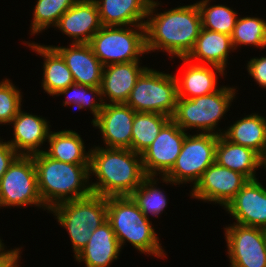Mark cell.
Masks as SVG:
<instances>
[{
    "label": "cell",
    "instance_id": "obj_6",
    "mask_svg": "<svg viewBox=\"0 0 266 267\" xmlns=\"http://www.w3.org/2000/svg\"><path fill=\"white\" fill-rule=\"evenodd\" d=\"M236 91L235 87L220 86L218 91L209 95L192 99L178 98L171 119L184 131L199 128L201 133L223 135L221 129L215 130L223 115L229 111Z\"/></svg>",
    "mask_w": 266,
    "mask_h": 267
},
{
    "label": "cell",
    "instance_id": "obj_14",
    "mask_svg": "<svg viewBox=\"0 0 266 267\" xmlns=\"http://www.w3.org/2000/svg\"><path fill=\"white\" fill-rule=\"evenodd\" d=\"M136 111L125 103H105L91 122L100 129L105 148L131 149L132 127Z\"/></svg>",
    "mask_w": 266,
    "mask_h": 267
},
{
    "label": "cell",
    "instance_id": "obj_38",
    "mask_svg": "<svg viewBox=\"0 0 266 267\" xmlns=\"http://www.w3.org/2000/svg\"><path fill=\"white\" fill-rule=\"evenodd\" d=\"M18 263H20L19 259L11 267H20Z\"/></svg>",
    "mask_w": 266,
    "mask_h": 267
},
{
    "label": "cell",
    "instance_id": "obj_11",
    "mask_svg": "<svg viewBox=\"0 0 266 267\" xmlns=\"http://www.w3.org/2000/svg\"><path fill=\"white\" fill-rule=\"evenodd\" d=\"M224 229L230 267H266V229L235 222Z\"/></svg>",
    "mask_w": 266,
    "mask_h": 267
},
{
    "label": "cell",
    "instance_id": "obj_24",
    "mask_svg": "<svg viewBox=\"0 0 266 267\" xmlns=\"http://www.w3.org/2000/svg\"><path fill=\"white\" fill-rule=\"evenodd\" d=\"M103 26L145 25L151 0H95Z\"/></svg>",
    "mask_w": 266,
    "mask_h": 267
},
{
    "label": "cell",
    "instance_id": "obj_35",
    "mask_svg": "<svg viewBox=\"0 0 266 267\" xmlns=\"http://www.w3.org/2000/svg\"><path fill=\"white\" fill-rule=\"evenodd\" d=\"M247 71L259 87L266 88V56L250 59L247 63Z\"/></svg>",
    "mask_w": 266,
    "mask_h": 267
},
{
    "label": "cell",
    "instance_id": "obj_28",
    "mask_svg": "<svg viewBox=\"0 0 266 267\" xmlns=\"http://www.w3.org/2000/svg\"><path fill=\"white\" fill-rule=\"evenodd\" d=\"M171 118L159 113L136 112L133 120L131 150L141 154Z\"/></svg>",
    "mask_w": 266,
    "mask_h": 267
},
{
    "label": "cell",
    "instance_id": "obj_32",
    "mask_svg": "<svg viewBox=\"0 0 266 267\" xmlns=\"http://www.w3.org/2000/svg\"><path fill=\"white\" fill-rule=\"evenodd\" d=\"M60 95L66 96V99L63 102L64 107L67 105H72L78 110L84 108L88 110L89 108L94 117L92 122L98 117L104 106L100 87H90L74 83L56 94V96Z\"/></svg>",
    "mask_w": 266,
    "mask_h": 267
},
{
    "label": "cell",
    "instance_id": "obj_31",
    "mask_svg": "<svg viewBox=\"0 0 266 267\" xmlns=\"http://www.w3.org/2000/svg\"><path fill=\"white\" fill-rule=\"evenodd\" d=\"M231 39L235 50L241 45L266 48V21L250 16L237 18Z\"/></svg>",
    "mask_w": 266,
    "mask_h": 267
},
{
    "label": "cell",
    "instance_id": "obj_25",
    "mask_svg": "<svg viewBox=\"0 0 266 267\" xmlns=\"http://www.w3.org/2000/svg\"><path fill=\"white\" fill-rule=\"evenodd\" d=\"M26 44L44 58L42 87L47 94L56 96L61 90L74 84L72 73L64 58L54 47L33 42Z\"/></svg>",
    "mask_w": 266,
    "mask_h": 267
},
{
    "label": "cell",
    "instance_id": "obj_30",
    "mask_svg": "<svg viewBox=\"0 0 266 267\" xmlns=\"http://www.w3.org/2000/svg\"><path fill=\"white\" fill-rule=\"evenodd\" d=\"M155 176H147L142 183L129 195L142 213L149 218L148 214L159 217L167 207L168 199L157 187Z\"/></svg>",
    "mask_w": 266,
    "mask_h": 267
},
{
    "label": "cell",
    "instance_id": "obj_4",
    "mask_svg": "<svg viewBox=\"0 0 266 267\" xmlns=\"http://www.w3.org/2000/svg\"><path fill=\"white\" fill-rule=\"evenodd\" d=\"M107 221L120 248L130 242L143 254L165 258L166 254L150 219L142 213L130 196L107 197Z\"/></svg>",
    "mask_w": 266,
    "mask_h": 267
},
{
    "label": "cell",
    "instance_id": "obj_27",
    "mask_svg": "<svg viewBox=\"0 0 266 267\" xmlns=\"http://www.w3.org/2000/svg\"><path fill=\"white\" fill-rule=\"evenodd\" d=\"M47 142L49 148L43 152L48 157L71 164H89L90 150L86 151L84 141L77 132L65 129L51 131Z\"/></svg>",
    "mask_w": 266,
    "mask_h": 267
},
{
    "label": "cell",
    "instance_id": "obj_18",
    "mask_svg": "<svg viewBox=\"0 0 266 267\" xmlns=\"http://www.w3.org/2000/svg\"><path fill=\"white\" fill-rule=\"evenodd\" d=\"M48 123L49 121L42 116L29 114L20 109L9 123L13 124L14 137L7 142L19 155H34L43 152L44 150L39 148L49 138L51 125Z\"/></svg>",
    "mask_w": 266,
    "mask_h": 267
},
{
    "label": "cell",
    "instance_id": "obj_8",
    "mask_svg": "<svg viewBox=\"0 0 266 267\" xmlns=\"http://www.w3.org/2000/svg\"><path fill=\"white\" fill-rule=\"evenodd\" d=\"M177 99L175 75L147 67L138 77L125 104L136 112H153L172 118Z\"/></svg>",
    "mask_w": 266,
    "mask_h": 267
},
{
    "label": "cell",
    "instance_id": "obj_17",
    "mask_svg": "<svg viewBox=\"0 0 266 267\" xmlns=\"http://www.w3.org/2000/svg\"><path fill=\"white\" fill-rule=\"evenodd\" d=\"M71 46V47H70ZM54 47L64 58L74 83L100 87L104 65L94 55L89 43H71L69 47Z\"/></svg>",
    "mask_w": 266,
    "mask_h": 267
},
{
    "label": "cell",
    "instance_id": "obj_37",
    "mask_svg": "<svg viewBox=\"0 0 266 267\" xmlns=\"http://www.w3.org/2000/svg\"><path fill=\"white\" fill-rule=\"evenodd\" d=\"M21 248L5 250V246L0 250V267H11L21 257Z\"/></svg>",
    "mask_w": 266,
    "mask_h": 267
},
{
    "label": "cell",
    "instance_id": "obj_9",
    "mask_svg": "<svg viewBox=\"0 0 266 267\" xmlns=\"http://www.w3.org/2000/svg\"><path fill=\"white\" fill-rule=\"evenodd\" d=\"M218 135L211 133L186 134L181 152L172 169L161 178L162 183L174 185L192 183L193 187L202 173L215 162Z\"/></svg>",
    "mask_w": 266,
    "mask_h": 267
},
{
    "label": "cell",
    "instance_id": "obj_15",
    "mask_svg": "<svg viewBox=\"0 0 266 267\" xmlns=\"http://www.w3.org/2000/svg\"><path fill=\"white\" fill-rule=\"evenodd\" d=\"M237 224L266 229V188L259 180H248L224 207Z\"/></svg>",
    "mask_w": 266,
    "mask_h": 267
},
{
    "label": "cell",
    "instance_id": "obj_26",
    "mask_svg": "<svg viewBox=\"0 0 266 267\" xmlns=\"http://www.w3.org/2000/svg\"><path fill=\"white\" fill-rule=\"evenodd\" d=\"M258 114L247 115L222 132L229 141L253 149L266 161V117Z\"/></svg>",
    "mask_w": 266,
    "mask_h": 267
},
{
    "label": "cell",
    "instance_id": "obj_12",
    "mask_svg": "<svg viewBox=\"0 0 266 267\" xmlns=\"http://www.w3.org/2000/svg\"><path fill=\"white\" fill-rule=\"evenodd\" d=\"M186 131L170 119L158 136L142 153V164L147 176L164 177L173 167L181 152ZM157 174V175H156Z\"/></svg>",
    "mask_w": 266,
    "mask_h": 267
},
{
    "label": "cell",
    "instance_id": "obj_16",
    "mask_svg": "<svg viewBox=\"0 0 266 267\" xmlns=\"http://www.w3.org/2000/svg\"><path fill=\"white\" fill-rule=\"evenodd\" d=\"M55 27L73 38V44L90 43L103 27L95 0H78L61 16Z\"/></svg>",
    "mask_w": 266,
    "mask_h": 267
},
{
    "label": "cell",
    "instance_id": "obj_39",
    "mask_svg": "<svg viewBox=\"0 0 266 267\" xmlns=\"http://www.w3.org/2000/svg\"><path fill=\"white\" fill-rule=\"evenodd\" d=\"M4 247L2 240L0 239V250Z\"/></svg>",
    "mask_w": 266,
    "mask_h": 267
},
{
    "label": "cell",
    "instance_id": "obj_3",
    "mask_svg": "<svg viewBox=\"0 0 266 267\" xmlns=\"http://www.w3.org/2000/svg\"><path fill=\"white\" fill-rule=\"evenodd\" d=\"M37 174L38 191L50 211L58 204L89 196V164H71L48 157L44 152L31 155Z\"/></svg>",
    "mask_w": 266,
    "mask_h": 267
},
{
    "label": "cell",
    "instance_id": "obj_7",
    "mask_svg": "<svg viewBox=\"0 0 266 267\" xmlns=\"http://www.w3.org/2000/svg\"><path fill=\"white\" fill-rule=\"evenodd\" d=\"M89 44L104 66L140 61L147 53L145 26H103Z\"/></svg>",
    "mask_w": 266,
    "mask_h": 267
},
{
    "label": "cell",
    "instance_id": "obj_36",
    "mask_svg": "<svg viewBox=\"0 0 266 267\" xmlns=\"http://www.w3.org/2000/svg\"><path fill=\"white\" fill-rule=\"evenodd\" d=\"M18 155L6 140L0 145V180Z\"/></svg>",
    "mask_w": 266,
    "mask_h": 267
},
{
    "label": "cell",
    "instance_id": "obj_5",
    "mask_svg": "<svg viewBox=\"0 0 266 267\" xmlns=\"http://www.w3.org/2000/svg\"><path fill=\"white\" fill-rule=\"evenodd\" d=\"M50 212L59 225L67 229L75 257L86 246L93 231L107 221V197L91 193L58 204Z\"/></svg>",
    "mask_w": 266,
    "mask_h": 267
},
{
    "label": "cell",
    "instance_id": "obj_23",
    "mask_svg": "<svg viewBox=\"0 0 266 267\" xmlns=\"http://www.w3.org/2000/svg\"><path fill=\"white\" fill-rule=\"evenodd\" d=\"M232 50L235 49L231 36L202 28L193 50L186 58L191 63L214 65L225 71Z\"/></svg>",
    "mask_w": 266,
    "mask_h": 267
},
{
    "label": "cell",
    "instance_id": "obj_21",
    "mask_svg": "<svg viewBox=\"0 0 266 267\" xmlns=\"http://www.w3.org/2000/svg\"><path fill=\"white\" fill-rule=\"evenodd\" d=\"M122 249L108 221L98 227L91 235L86 246L74 257L84 262L85 267H109L118 259Z\"/></svg>",
    "mask_w": 266,
    "mask_h": 267
},
{
    "label": "cell",
    "instance_id": "obj_20",
    "mask_svg": "<svg viewBox=\"0 0 266 267\" xmlns=\"http://www.w3.org/2000/svg\"><path fill=\"white\" fill-rule=\"evenodd\" d=\"M186 64L182 77L176 76L178 98L192 99L198 96L212 94L220 89L217 83V73L222 77L225 72L214 65L192 63L187 58H180ZM213 68V69H212Z\"/></svg>",
    "mask_w": 266,
    "mask_h": 267
},
{
    "label": "cell",
    "instance_id": "obj_13",
    "mask_svg": "<svg viewBox=\"0 0 266 267\" xmlns=\"http://www.w3.org/2000/svg\"><path fill=\"white\" fill-rule=\"evenodd\" d=\"M247 181L241 173L214 162L202 173L192 192L190 191V196L225 207Z\"/></svg>",
    "mask_w": 266,
    "mask_h": 267
},
{
    "label": "cell",
    "instance_id": "obj_19",
    "mask_svg": "<svg viewBox=\"0 0 266 267\" xmlns=\"http://www.w3.org/2000/svg\"><path fill=\"white\" fill-rule=\"evenodd\" d=\"M139 63L132 61L104 66L100 86L104 104L106 98L109 104L126 103L138 77L147 68Z\"/></svg>",
    "mask_w": 266,
    "mask_h": 267
},
{
    "label": "cell",
    "instance_id": "obj_29",
    "mask_svg": "<svg viewBox=\"0 0 266 267\" xmlns=\"http://www.w3.org/2000/svg\"><path fill=\"white\" fill-rule=\"evenodd\" d=\"M211 0L198 1L202 28L232 36L238 12L224 4L211 5Z\"/></svg>",
    "mask_w": 266,
    "mask_h": 267
},
{
    "label": "cell",
    "instance_id": "obj_1",
    "mask_svg": "<svg viewBox=\"0 0 266 267\" xmlns=\"http://www.w3.org/2000/svg\"><path fill=\"white\" fill-rule=\"evenodd\" d=\"M159 2L151 0L145 21L147 54L162 50L169 56L186 58L193 50L202 29L199 7L196 3L178 6L163 13H155Z\"/></svg>",
    "mask_w": 266,
    "mask_h": 267
},
{
    "label": "cell",
    "instance_id": "obj_10",
    "mask_svg": "<svg viewBox=\"0 0 266 267\" xmlns=\"http://www.w3.org/2000/svg\"><path fill=\"white\" fill-rule=\"evenodd\" d=\"M36 205L46 210L38 191L31 155H18L0 180V207Z\"/></svg>",
    "mask_w": 266,
    "mask_h": 267
},
{
    "label": "cell",
    "instance_id": "obj_2",
    "mask_svg": "<svg viewBox=\"0 0 266 267\" xmlns=\"http://www.w3.org/2000/svg\"><path fill=\"white\" fill-rule=\"evenodd\" d=\"M91 192L103 197L129 196L147 177L141 154L131 149L93 146L90 149L89 176Z\"/></svg>",
    "mask_w": 266,
    "mask_h": 267
},
{
    "label": "cell",
    "instance_id": "obj_22",
    "mask_svg": "<svg viewBox=\"0 0 266 267\" xmlns=\"http://www.w3.org/2000/svg\"><path fill=\"white\" fill-rule=\"evenodd\" d=\"M215 162L255 180L256 170L265 166V160L253 149L229 141L224 135H218Z\"/></svg>",
    "mask_w": 266,
    "mask_h": 267
},
{
    "label": "cell",
    "instance_id": "obj_33",
    "mask_svg": "<svg viewBox=\"0 0 266 267\" xmlns=\"http://www.w3.org/2000/svg\"><path fill=\"white\" fill-rule=\"evenodd\" d=\"M78 0H37L31 23V35L56 26L61 16ZM52 25V26H51Z\"/></svg>",
    "mask_w": 266,
    "mask_h": 267
},
{
    "label": "cell",
    "instance_id": "obj_34",
    "mask_svg": "<svg viewBox=\"0 0 266 267\" xmlns=\"http://www.w3.org/2000/svg\"><path fill=\"white\" fill-rule=\"evenodd\" d=\"M9 79L0 82V125H8L21 109L20 90Z\"/></svg>",
    "mask_w": 266,
    "mask_h": 267
}]
</instances>
